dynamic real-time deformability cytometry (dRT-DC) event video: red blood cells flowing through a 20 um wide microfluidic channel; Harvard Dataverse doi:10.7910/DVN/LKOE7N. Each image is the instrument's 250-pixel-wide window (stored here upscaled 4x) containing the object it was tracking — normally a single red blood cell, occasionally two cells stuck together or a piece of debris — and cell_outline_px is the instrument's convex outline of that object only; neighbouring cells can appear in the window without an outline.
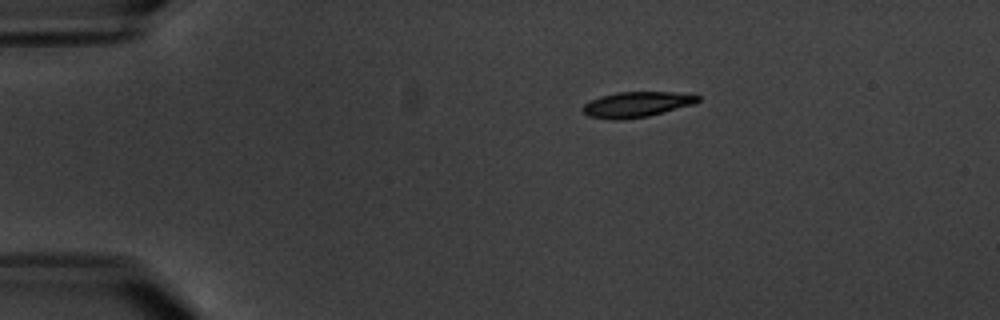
{"species": "common noctule bat (a hibernating species)", "species_latin": "Nyctalus noctula", "temperature_condition": "warm", "stored_images_in_passage": 4, "camera_frame_rate_fps": 3000, "um_per_image_px": 0.085, "animal": {"sex": "male", "body_mass_g": 20.1, "forearm_length_mm": 53.5}, "frame": {"image": 1, "passage_image": 1, "time_ms": 0.0, "image_size_px": [1000, 320], "cell_outline_px": [[700, 100], [692, 104], [648, 116], [620, 120], [612, 120], [588, 116], [580, 108], [584, 104], [600, 96], [616, 92], [672, 92], [700, 96]], "centroid_in_image_um": [54.05, 8.88], "position_along_channel_um": 30.9, "area_um2": 16.88}}
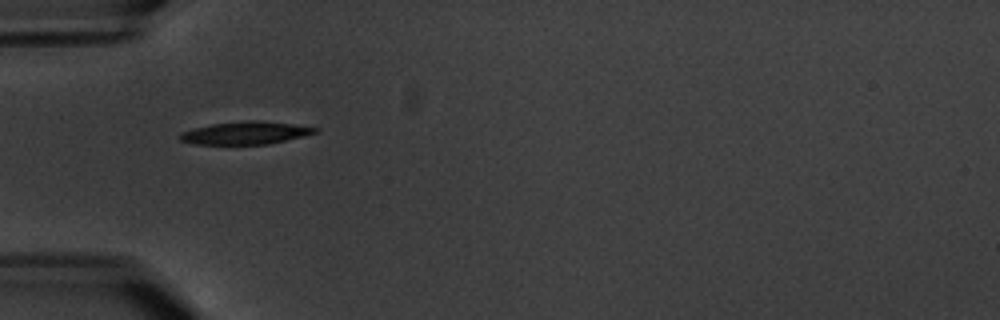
{"frame": {"image": 2, "passage_image": 3, "time_ms": 2.667, "image_size_px": [1000, 320], "cell_outline_px": [[320, 128], [316, 132], [304, 136], [268, 144], [192, 144], [180, 140], [176, 136], [180, 132], [212, 124], [244, 120], [260, 120], [292, 124]], "centroid_in_image_um": [20.84, 11.29], "position_along_channel_um": 64.2, "area_um2": 17.92}}